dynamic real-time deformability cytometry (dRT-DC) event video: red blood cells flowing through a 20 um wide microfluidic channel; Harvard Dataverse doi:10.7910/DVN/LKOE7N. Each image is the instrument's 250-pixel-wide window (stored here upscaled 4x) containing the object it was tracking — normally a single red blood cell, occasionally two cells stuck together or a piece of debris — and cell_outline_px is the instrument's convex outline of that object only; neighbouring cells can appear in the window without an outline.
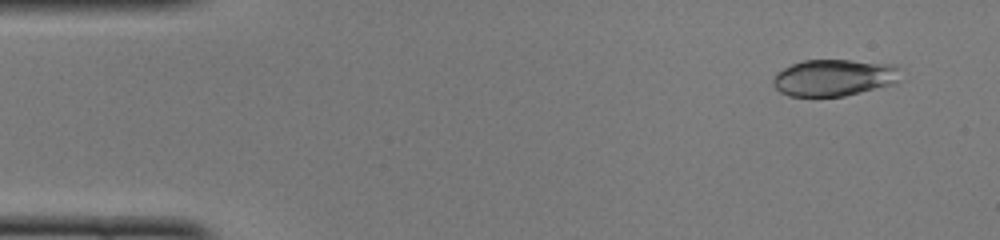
{"species": "common noctule bat (a hibernating species)", "species_latin": "Nyctalus noctula", "temperature_condition": "cold", "stored_images_in_passage": 47, "camera_frame_rate_fps": 3000, "um_per_image_px": 0.085, "animal": {"sex": "female", "body_mass_g": 22.0, "forearm_length_mm": 56.7}, "frame": {"image": 1, "passage_image": 3, "time_ms": 0.667, "image_size_px": [1000, 240], "cell_outline_px": [[904, 68], [900, 80], [896, 84], [844, 96], [788, 96], [780, 92], [772, 84], [772, 80], [776, 72], [792, 64], [804, 60], [852, 60], [896, 64]], "centroid_in_image_um": [70.98, 6.59], "position_along_channel_um": 14.0, "area_um2": 27.92}}